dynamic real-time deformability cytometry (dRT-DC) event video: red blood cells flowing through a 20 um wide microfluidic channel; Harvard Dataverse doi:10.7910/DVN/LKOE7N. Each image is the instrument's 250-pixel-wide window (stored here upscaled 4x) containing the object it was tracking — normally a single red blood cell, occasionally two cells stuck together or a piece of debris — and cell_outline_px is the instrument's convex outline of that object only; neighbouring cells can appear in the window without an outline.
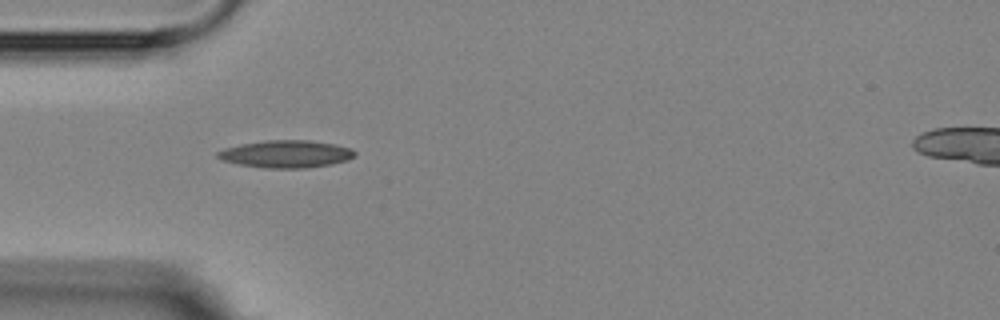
{"species": "Egyptian fruit bat (a non-hibernating species)", "species_latin": "Rousettus aegyptiacus", "temperature_condition": "room temperature", "stored_images_in_passage": 9, "camera_frame_rate_fps": 3000, "um_per_image_px": 0.085, "animal": {"sex": "female"}, "frame": {"image": 1, "passage_image": 3, "time_ms": 2.333, "image_size_px": [1000, 320], "cell_outline_px": [[356, 156], [348, 160], [332, 164], [304, 168], [264, 168], [240, 164], [220, 160], [216, 156], [216, 152], [224, 148], [240, 144], [264, 140], [308, 140], [336, 144], [352, 148], [356, 152]], "centroid_in_image_um": [24.32, 13.08], "position_along_channel_um": 60.7, "area_um2": 22.14}}
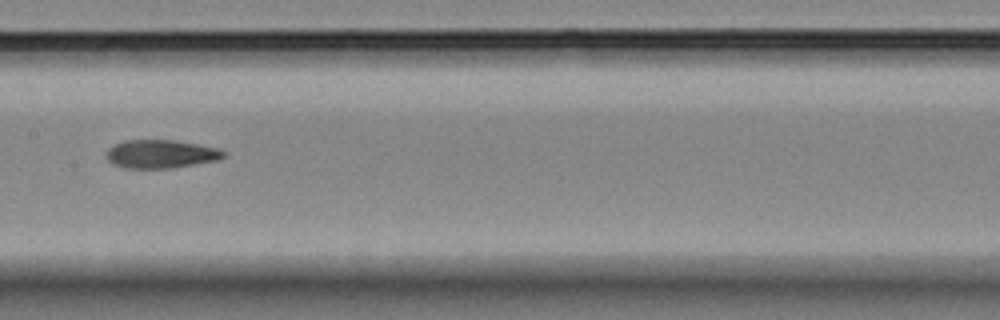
{"frame": {"image": 2, "passage_image": 6, "time_ms": 6.0, "image_size_px": [1000, 320], "cell_outline_px": [[224, 156], [216, 160], [172, 168], [124, 168], [112, 164], [104, 156], [108, 148], [112, 144], [124, 140], [172, 140], [220, 148], [224, 152]], "centroid_in_image_um": [13.59, 13.08], "position_along_channel_um": 193.8, "area_um2": 19.42}}
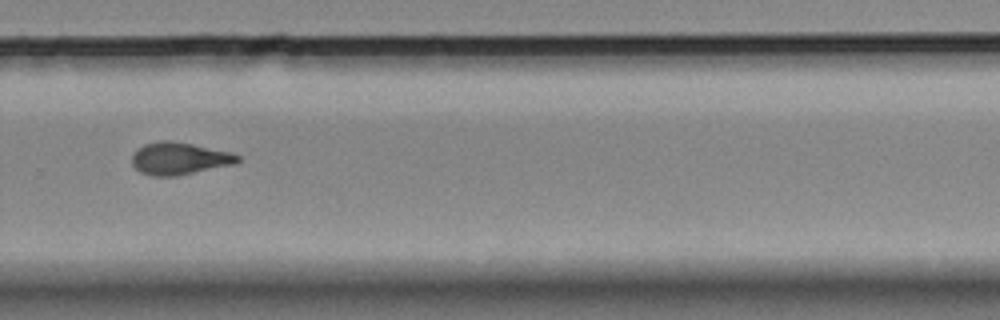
{"frame": {"image": 3, "passage_image": 9, "time_ms": 9.333, "image_size_px": [1000, 320], "cell_outline_px": [[240, 160], [236, 164], [176, 176], [152, 176], [140, 172], [132, 164], [132, 152], [136, 148], [144, 144], [160, 140], [172, 140], [232, 152], [240, 156]], "centroid_in_image_um": [15.23, 13.46], "position_along_channel_um": 314.6, "area_um2": 20.17}}